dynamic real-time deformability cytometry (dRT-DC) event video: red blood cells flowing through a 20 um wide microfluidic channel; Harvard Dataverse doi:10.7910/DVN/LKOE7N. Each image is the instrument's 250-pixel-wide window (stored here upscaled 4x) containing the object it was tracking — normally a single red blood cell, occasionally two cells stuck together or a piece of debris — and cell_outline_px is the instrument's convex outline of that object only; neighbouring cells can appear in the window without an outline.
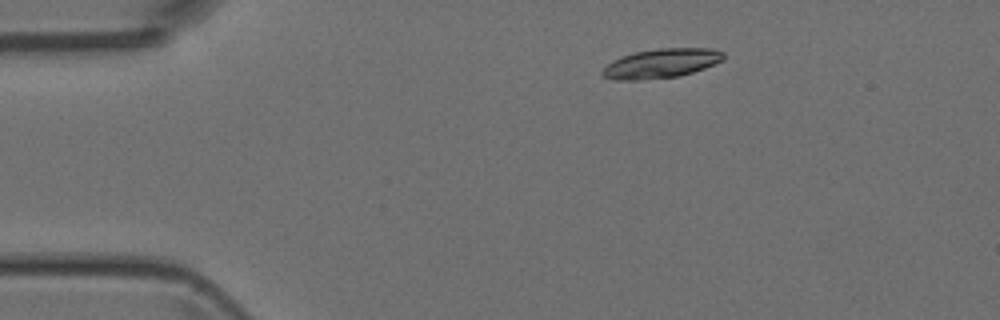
{"species": "Egyptian fruit bat (a non-hibernating species)", "species_latin": "Rousettus aegyptiacus", "temperature_condition": "room temperature", "stored_images_in_passage": 6, "camera_frame_rate_fps": 3000, "um_per_image_px": 0.085, "animal": {"sex": "female"}, "frame": {"image": 1, "passage_image": 1, "time_ms": 0.0, "image_size_px": [1000, 320], "cell_outline_px": [[724, 60], [704, 68], [680, 76], [636, 80], [616, 80], [604, 76], [600, 72], [612, 60], [636, 52], [660, 48], [712, 48], [724, 52]], "centroid_in_image_um": [56.23, 5.38], "position_along_channel_um": 28.8, "area_um2": 20.52}}
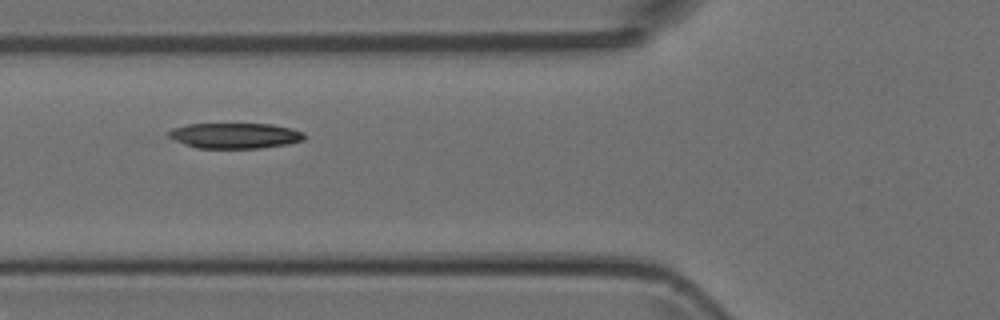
{"frame": {"image": 2, "passage_image": 4, "time_ms": 3.333, "image_size_px": [1000, 320], "cell_outline_px": [[304, 140], [288, 144], [260, 148], [196, 148], [184, 144], [168, 136], [168, 132], [172, 128], [188, 124], [272, 124], [292, 128], [304, 132]], "centroid_in_image_um": [19.99, 11.53], "position_along_channel_um": 105.8, "area_um2": 20.17}}
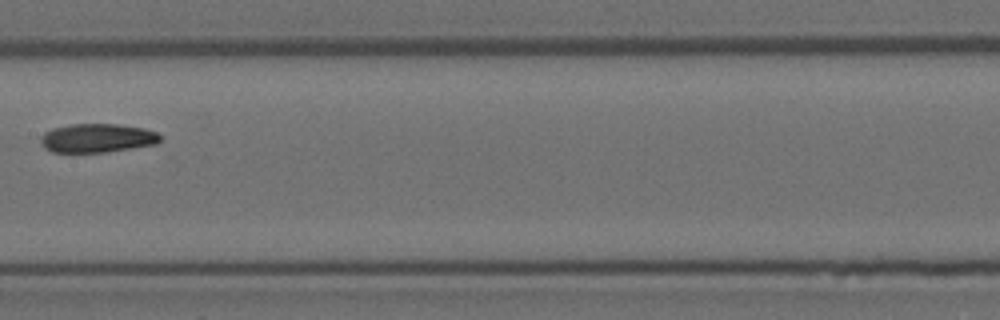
{"frame": {"image": 3, "passage_image": 6, "time_ms": 5.667, "image_size_px": [1000, 320], "cell_outline_px": [[160, 140], [156, 144], [132, 148], [104, 152], [52, 152], [44, 148], [40, 140], [40, 136], [44, 132], [52, 128], [72, 124], [120, 124], [144, 128], [156, 132], [160, 136]], "centroid_in_image_um": [8.24, 11.73], "position_along_channel_um": 199.2, "area_um2": 20.11}}